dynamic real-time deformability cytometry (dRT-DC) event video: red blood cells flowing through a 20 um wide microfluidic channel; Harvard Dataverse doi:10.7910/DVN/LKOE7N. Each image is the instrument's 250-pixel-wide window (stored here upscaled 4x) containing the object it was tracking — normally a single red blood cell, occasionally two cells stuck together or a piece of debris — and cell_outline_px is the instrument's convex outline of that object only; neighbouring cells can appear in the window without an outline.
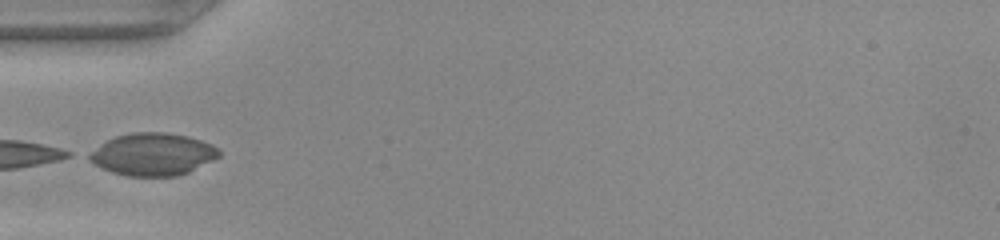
{"species": "common noctule bat (a hibernating species)", "species_latin": "Nyctalus noctula", "temperature_condition": "warm", "stored_images_in_passage": 22, "camera_frame_rate_fps": 3000, "um_per_image_px": 0.085, "animal": {"sex": "female", "body_mass_g": 22.0, "forearm_length_mm": 56.7}, "frame": {"image": 1, "passage_image": 1, "time_ms": 0.0, "image_size_px": [1000, 240], "cell_outline_px": [[220, 156], [188, 172], [176, 176], [128, 176], [112, 172], [80, 156], [100, 144], [116, 136], [132, 132], [168, 132], [188, 136], [212, 144], [220, 152]], "centroid_in_image_um": [12.92, 13.1], "position_along_channel_um": 72.1, "area_um2": 32.19}}